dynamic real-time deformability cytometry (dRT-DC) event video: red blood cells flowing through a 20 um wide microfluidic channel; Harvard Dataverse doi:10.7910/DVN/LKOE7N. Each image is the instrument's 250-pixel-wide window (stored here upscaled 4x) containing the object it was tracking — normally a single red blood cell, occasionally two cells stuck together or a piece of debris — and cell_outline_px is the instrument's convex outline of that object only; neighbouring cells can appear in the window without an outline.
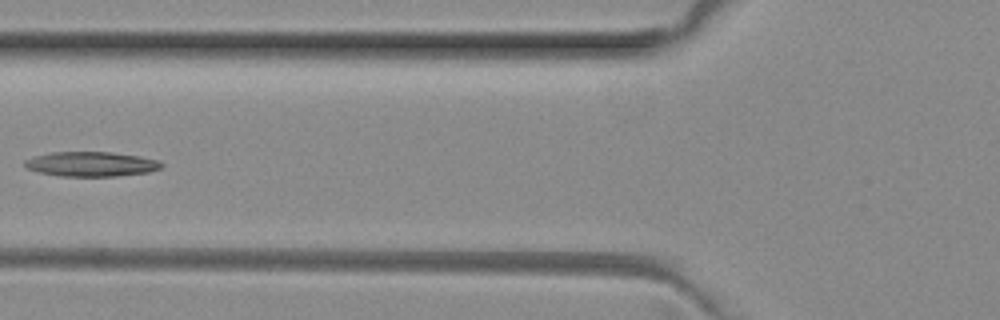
{"species": "common noctule bat (a hibernating species)", "species_latin": "Nyctalus noctula", "temperature_condition": "room temperature", "stored_images_in_passage": 6, "camera_frame_rate_fps": 3000, "um_per_image_px": 0.085, "animal": {"sex": "female", "body_mass_g": 29.2, "forearm_length_mm": 56.3}, "frame": {"image": 1, "passage_image": 4, "time_ms": 1.0, "image_size_px": [1000, 320], "cell_outline_px": [[164, 164], [160, 168], [148, 172], [120, 176], [60, 176], [40, 172], [28, 168], [24, 164], [24, 160], [32, 156], [52, 152], [112, 152], [140, 156], [160, 160]], "centroid_in_image_um": [7.78, 13.94], "position_along_channel_um": 118.0, "area_um2": 19.77}}
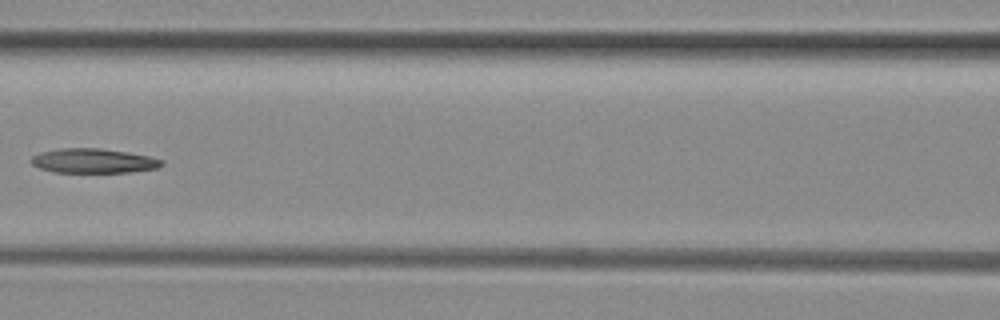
{"frame": {"image": 2, "passage_image": 5, "time_ms": 1.333, "image_size_px": [1000, 320], "cell_outline_px": [[164, 164], [156, 168], [132, 172], [56, 172], [40, 168], [32, 164], [28, 160], [32, 156], [40, 152], [60, 148], [100, 148], [128, 152], [148, 156], [164, 160]], "centroid_in_image_um": [7.93, 13.66], "position_along_channel_um": 158.7, "area_um2": 18.67}}
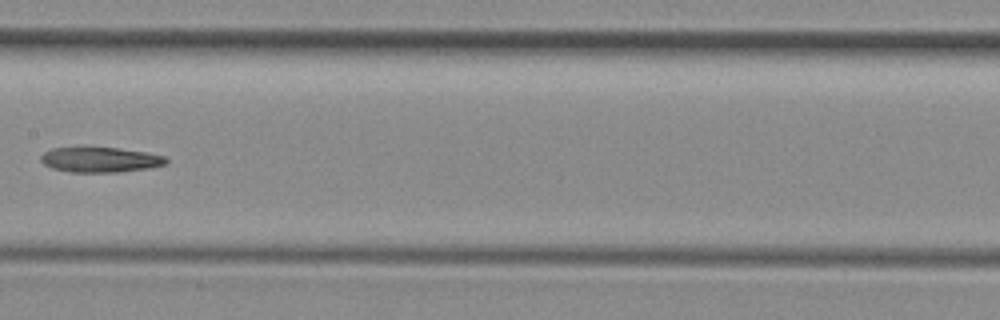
{"frame": {"image": 3, "passage_image": 6, "time_ms": 1.667, "image_size_px": [1000, 320], "cell_outline_px": [[168, 164], [148, 168], [120, 172], [68, 172], [52, 168], [44, 164], [40, 160], [40, 156], [44, 152], [52, 148], [84, 144], [116, 148], [144, 152], [164, 156], [168, 160]], "centroid_in_image_um": [8.44, 13.53], "position_along_channel_um": 199.0, "area_um2": 19.13}}